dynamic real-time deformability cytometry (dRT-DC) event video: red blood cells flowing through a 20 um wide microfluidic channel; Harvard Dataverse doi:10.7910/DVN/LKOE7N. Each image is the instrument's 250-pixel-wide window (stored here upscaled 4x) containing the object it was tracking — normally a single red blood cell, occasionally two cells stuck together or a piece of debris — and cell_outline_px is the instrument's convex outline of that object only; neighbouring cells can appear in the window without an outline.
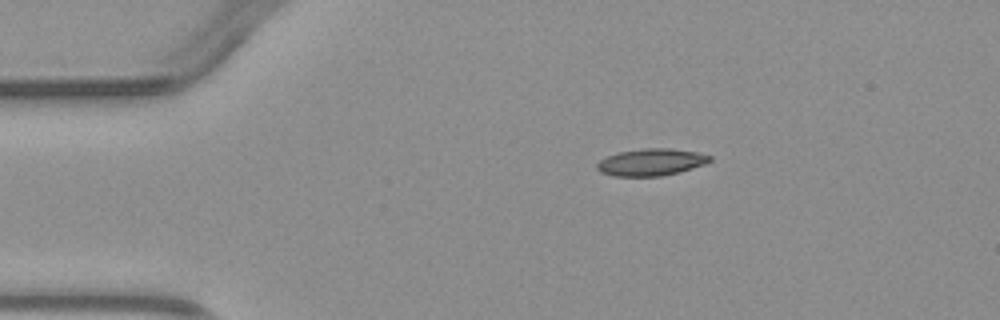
{"species": "common noctule bat (a hibernating species)", "species_latin": "Nyctalus noctula", "temperature_condition": "warm", "stored_images_in_passage": 3, "camera_frame_rate_fps": 3000, "um_per_image_px": 0.085, "animal": {"sex": "male", "body_mass_g": 23.1, "forearm_length_mm": 52.7}, "frame": {"image": 1, "passage_image": 1, "time_ms": 0.0, "image_size_px": [1000, 320], "cell_outline_px": [[712, 160], [704, 164], [680, 172], [660, 176], [612, 176], [600, 172], [596, 168], [596, 164], [600, 160], [608, 156], [620, 152], [644, 148], [672, 148], [696, 152], [712, 156]], "centroid_in_image_um": [55.34, 13.79], "position_along_channel_um": 29.7, "area_um2": 17.74}}